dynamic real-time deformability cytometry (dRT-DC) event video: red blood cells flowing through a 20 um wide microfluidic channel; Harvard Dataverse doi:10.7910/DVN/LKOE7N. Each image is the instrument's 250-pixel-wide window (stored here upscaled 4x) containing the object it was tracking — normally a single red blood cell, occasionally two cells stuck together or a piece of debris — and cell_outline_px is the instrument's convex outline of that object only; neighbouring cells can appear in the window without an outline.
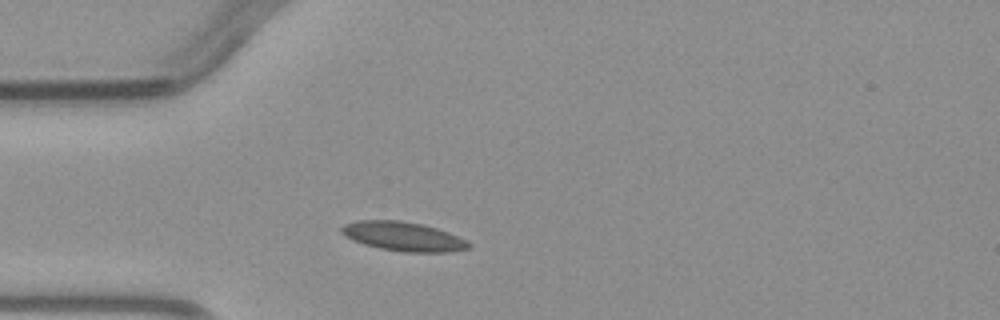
{"species": "common noctule bat (a hibernating species)", "species_latin": "Nyctalus noctula", "temperature_condition": "warm", "stored_images_in_passage": 1, "camera_frame_rate_fps": 3000, "um_per_image_px": 0.085, "animal": {"sex": "male", "body_mass_g": 23.1, "forearm_length_mm": 52.7}, "frame": {"image": 1, "passage_image": 1, "time_ms": 0.0, "image_size_px": [1000, 320], "cell_outline_px": [[472, 244], [468, 248], [452, 252], [404, 252], [380, 248], [364, 244], [352, 240], [340, 232], [340, 228], [344, 224], [356, 220], [400, 220], [424, 224], [448, 232], [468, 240]], "centroid_in_image_um": [34.29, 20.09], "position_along_channel_um": 50.7, "area_um2": 21.79}}